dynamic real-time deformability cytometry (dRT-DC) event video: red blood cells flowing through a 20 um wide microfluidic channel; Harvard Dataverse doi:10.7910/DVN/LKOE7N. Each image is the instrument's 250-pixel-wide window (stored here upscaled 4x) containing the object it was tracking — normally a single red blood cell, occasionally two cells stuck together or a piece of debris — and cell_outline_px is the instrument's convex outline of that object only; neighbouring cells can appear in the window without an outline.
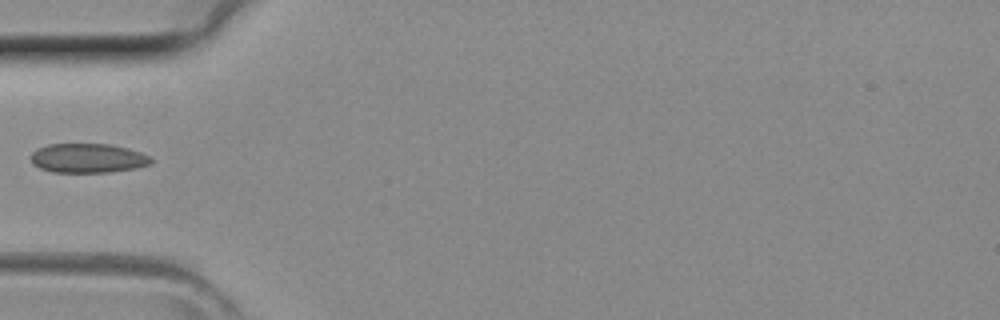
{"species": "common noctule bat (a hibernating species)", "species_latin": "Nyctalus noctula", "temperature_condition": "room temperature", "stored_images_in_passage": 27, "camera_frame_rate_fps": 3000, "um_per_image_px": 0.085, "animal": {"sex": "female", "body_mass_g": 29.2, "forearm_length_mm": 56.3}, "frame": {"image": 1, "passage_image": 1, "time_ms": 0.0, "image_size_px": [1000, 320], "cell_outline_px": [[152, 160], [148, 164], [136, 168], [108, 172], [52, 172], [40, 168], [32, 164], [32, 152], [36, 148], [48, 144], [112, 144], [128, 148], [140, 152], [148, 156]], "centroid_in_image_um": [7.43, 13.44], "position_along_channel_um": 77.6, "area_um2": 20.46}}
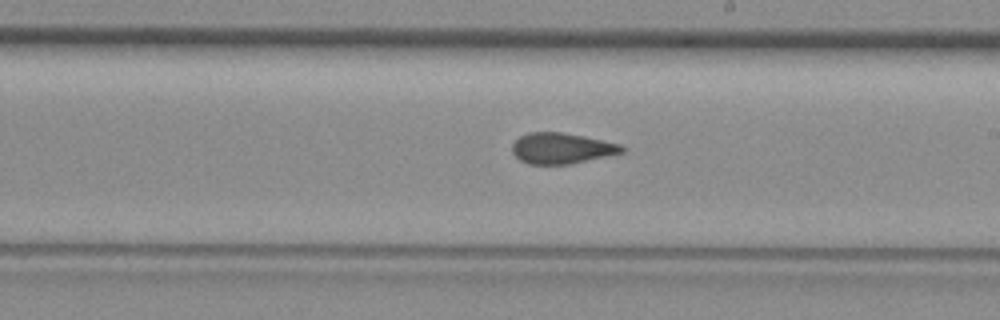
{"frame": {"image": 2, "passage_image": 11, "time_ms": 3.333, "image_size_px": [1000, 320], "cell_outline_px": [[628, 148], [624, 152], [568, 164], [528, 164], [520, 160], [512, 152], [512, 144], [520, 136], [528, 132], [560, 132], [584, 136], [620, 144]], "centroid_in_image_um": [47.73, 12.6], "position_along_channel_um": 241.3, "area_um2": 19.59}}
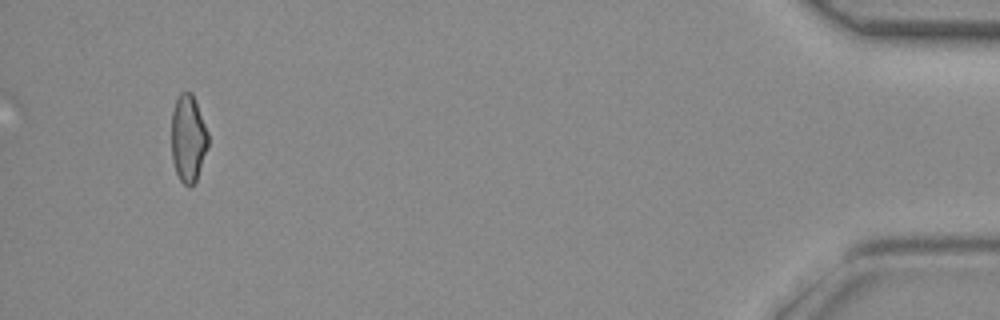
{"frame": {"image": 3, "passage_image": 27, "time_ms": 8.667, "image_size_px": [1000, 320], "cell_outline_px": [[208, 148], [196, 180], [188, 188], [180, 180], [176, 172], [172, 160], [172, 112], [176, 100], [180, 92], [192, 92], [208, 132]], "centroid_in_image_um": [16.0, 11.77], "position_along_channel_um": 419.2, "area_um2": 18.61}}